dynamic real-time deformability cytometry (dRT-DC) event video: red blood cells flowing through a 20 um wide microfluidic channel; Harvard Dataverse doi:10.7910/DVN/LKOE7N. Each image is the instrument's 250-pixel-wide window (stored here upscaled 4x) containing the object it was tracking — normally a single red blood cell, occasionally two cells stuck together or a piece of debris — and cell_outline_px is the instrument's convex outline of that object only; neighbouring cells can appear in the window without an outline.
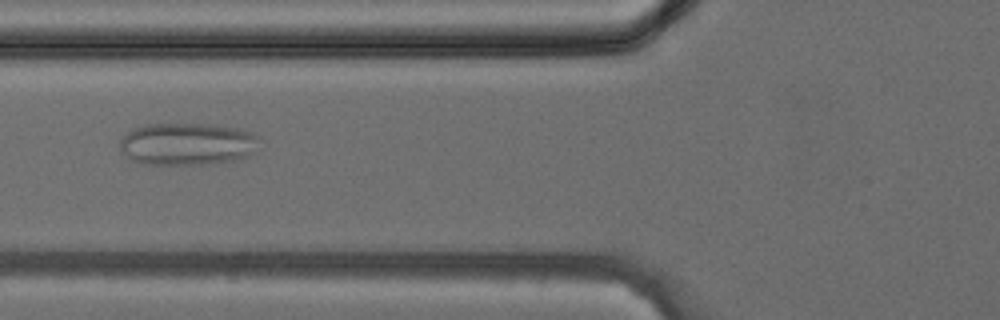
{"species": "common noctule bat (a hibernating species)", "species_latin": "Nyctalus noctula", "temperature_condition": "cold", "stored_images_in_passage": 19, "camera_frame_rate_fps": 3000, "um_per_image_px": 0.085, "animal": {"sex": "female", "body_mass_g": 24.6, "forearm_length_mm": 56.2}, "frame": {"image": 1, "passage_image": 7, "time_ms": 2.0, "image_size_px": [1000, 320], "cell_outline_px": [[260, 136], [252, 152], [248, 156], [232, 160], [204, 164], [144, 164], [132, 160], [120, 148], [120, 140], [132, 128], [148, 124], [212, 124], [240, 128], [252, 132]], "centroid_in_image_um": [15.92, 12.22], "position_along_channel_um": 109.9, "area_um2": 34.28}}